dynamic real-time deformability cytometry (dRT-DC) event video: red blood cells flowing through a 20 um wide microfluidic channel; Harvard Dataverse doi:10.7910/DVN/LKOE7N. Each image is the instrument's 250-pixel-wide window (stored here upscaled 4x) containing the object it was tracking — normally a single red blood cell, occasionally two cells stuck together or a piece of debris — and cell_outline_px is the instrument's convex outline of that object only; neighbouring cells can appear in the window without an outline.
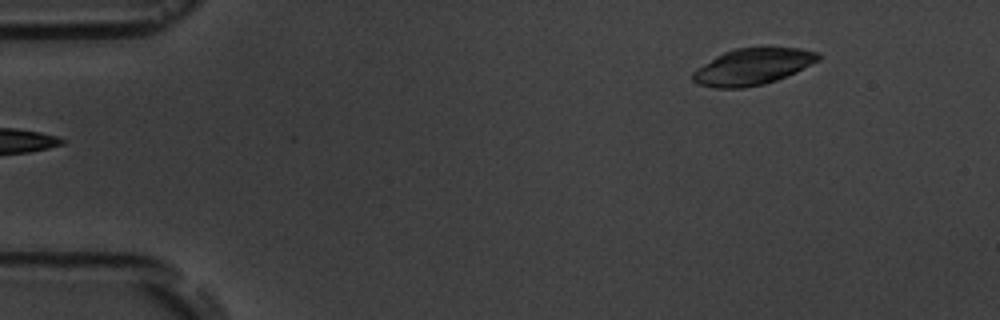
{"species": "common noctule bat (a hibernating species)", "species_latin": "Nyctalus noctula", "temperature_condition": "room temperature", "stored_images_in_passage": 2, "camera_frame_rate_fps": 3000, "um_per_image_px": 0.085, "animal": {"sex": "male", "body_mass_g": 19.5, "forearm_length_mm": 54.6}, "frame": {"image": 1, "passage_image": 2, "time_ms": 1.333, "image_size_px": [1000, 320], "cell_outline_px": [[820, 60], [796, 72], [776, 80], [764, 84], [744, 88], [716, 88], [700, 84], [692, 80], [692, 72], [696, 68], [716, 56], [724, 52], [736, 48], [764, 44], [768, 44], [800, 48], [820, 52]], "centroid_in_image_um": [64.02, 5.6], "position_along_channel_um": 21.0, "area_um2": 27.57}}